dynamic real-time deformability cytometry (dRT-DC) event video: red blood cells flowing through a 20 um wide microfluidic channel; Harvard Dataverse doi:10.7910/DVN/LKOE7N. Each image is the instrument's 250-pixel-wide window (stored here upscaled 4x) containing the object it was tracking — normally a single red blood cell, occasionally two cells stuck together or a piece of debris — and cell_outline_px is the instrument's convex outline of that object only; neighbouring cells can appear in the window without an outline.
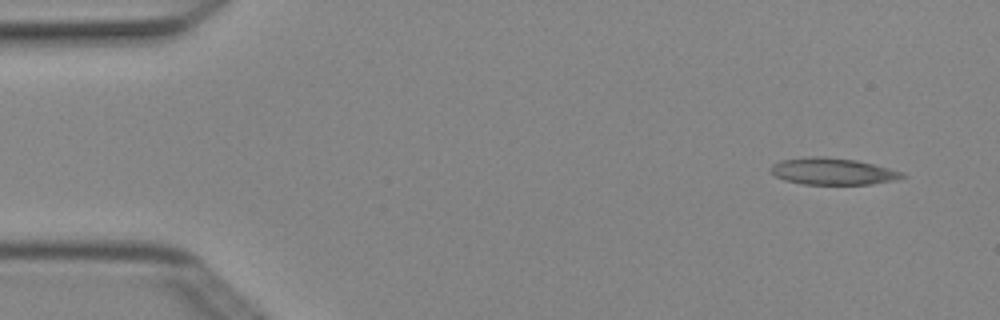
{"species": "Egyptian fruit bat (a non-hibernating species)", "species_latin": "Rousettus aegyptiacus", "temperature_condition": "cold", "stored_images_in_passage": 3, "camera_frame_rate_fps": 3000, "um_per_image_px": 0.085, "animal": {"sex": "female"}, "frame": {"image": 1, "passage_image": 1, "time_ms": 0.0, "image_size_px": [1000, 320], "cell_outline_px": [[908, 176], [900, 180], [872, 184], [804, 184], [784, 180], [776, 176], [768, 168], [772, 164], [780, 160], [808, 156], [824, 156], [856, 160], [888, 168], [900, 172]], "centroid_in_image_um": [70.77, 14.56], "position_along_channel_um": 14.2, "area_um2": 20.63}}